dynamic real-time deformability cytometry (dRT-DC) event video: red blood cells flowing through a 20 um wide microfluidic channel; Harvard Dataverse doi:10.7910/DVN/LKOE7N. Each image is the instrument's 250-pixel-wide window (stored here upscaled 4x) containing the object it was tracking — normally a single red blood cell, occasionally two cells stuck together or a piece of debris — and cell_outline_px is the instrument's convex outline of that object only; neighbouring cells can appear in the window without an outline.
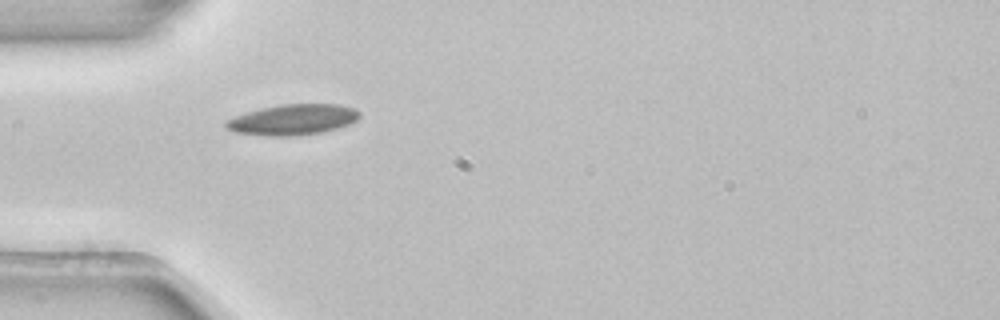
{"species": "common noctule bat (a hibernating species)", "species_latin": "Nyctalus noctula", "temperature_condition": "room temperature", "stored_images_in_passage": 5, "camera_frame_rate_fps": 3000, "um_per_image_px": 0.085, "animal": {"sex": "female", "body_mass_g": 22.7, "forearm_length_mm": 54.2}, "frame": {"image": 1, "passage_image": 4, "time_ms": 1.0, "image_size_px": [1000, 320], "cell_outline_px": [[360, 116], [356, 120], [348, 124], [336, 128], [320, 132], [288, 136], [264, 136], [236, 132], [228, 128], [224, 124], [224, 120], [260, 108], [280, 104], [340, 104], [352, 108], [360, 112]], "centroid_in_image_um": [24.87, 10.16], "position_along_channel_um": 60.1, "area_um2": 23.64}}